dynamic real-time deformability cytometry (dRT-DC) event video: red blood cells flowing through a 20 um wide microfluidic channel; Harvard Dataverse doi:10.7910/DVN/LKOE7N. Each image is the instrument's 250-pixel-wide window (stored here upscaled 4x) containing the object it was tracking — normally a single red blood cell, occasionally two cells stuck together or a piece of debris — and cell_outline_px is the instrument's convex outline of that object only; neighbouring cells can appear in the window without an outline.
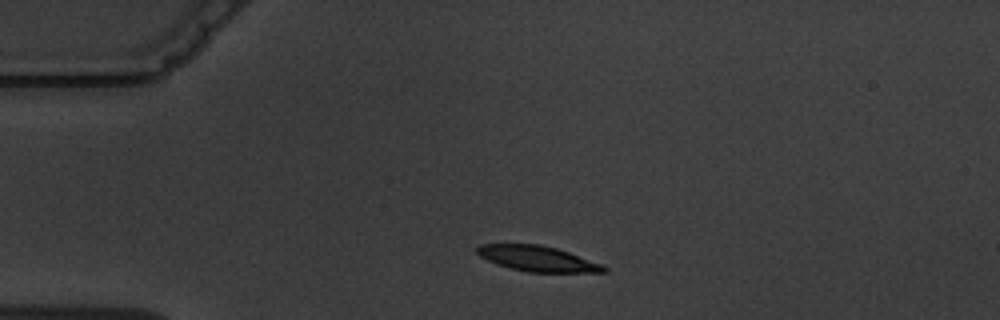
{"species": "common noctule bat (a hibernating species)", "species_latin": "Nyctalus noctula", "temperature_condition": "warm", "stored_images_in_passage": 3, "camera_frame_rate_fps": 3000, "um_per_image_px": 0.085, "animal": {"sex": "male", "body_mass_g": 19.5, "forearm_length_mm": 54.6}, "frame": {"image": 1, "passage_image": 2, "time_ms": 1.333, "image_size_px": [1000, 320], "cell_outline_px": [[608, 272], [528, 272], [496, 264], [480, 256], [476, 252], [476, 248], [480, 244], [540, 244], [556, 248], [568, 252], [600, 264], [608, 268]], "centroid_in_image_um": [45.66, 21.98], "position_along_channel_um": 39.3, "area_um2": 18.55}}